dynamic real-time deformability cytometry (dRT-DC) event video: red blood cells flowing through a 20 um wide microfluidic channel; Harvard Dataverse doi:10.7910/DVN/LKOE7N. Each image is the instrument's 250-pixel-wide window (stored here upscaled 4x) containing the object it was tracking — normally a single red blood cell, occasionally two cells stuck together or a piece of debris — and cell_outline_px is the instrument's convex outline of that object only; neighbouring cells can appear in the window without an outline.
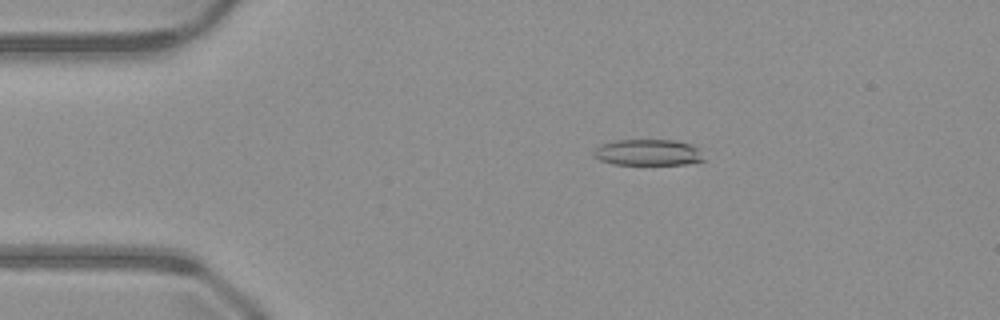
{"species": "common noctule bat (a hibernating species)", "species_latin": "Nyctalus noctula", "temperature_condition": "warm", "stored_images_in_passage": 51, "camera_frame_rate_fps": 3000, "um_per_image_px": 0.085, "animal": {"sex": "male", "body_mass_g": 23.1, "forearm_length_mm": 52.7}, "frame": {"image": 1, "passage_image": 10, "time_ms": 3.0, "image_size_px": [1000, 320], "cell_outline_px": [[704, 160], [684, 164], [612, 164], [600, 160], [592, 156], [592, 152], [600, 144], [616, 140], [676, 140], [692, 144], [700, 148]], "centroid_in_image_um": [55.07, 12.95], "position_along_channel_um": 29.9, "area_um2": 16.94}}
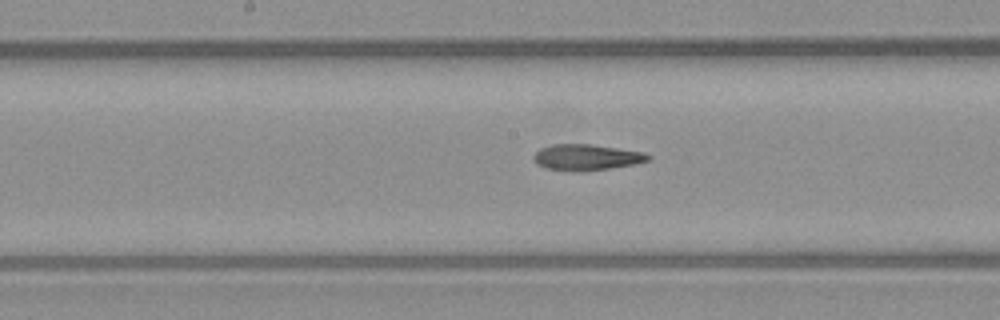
{"frame": {"image": 2, "passage_image": 26, "time_ms": 8.333, "image_size_px": [1000, 320], "cell_outline_px": [[652, 160], [636, 164], [608, 168], [544, 168], [536, 164], [532, 160], [532, 156], [540, 148], [552, 144], [592, 144], [644, 152], [652, 156]], "centroid_in_image_um": [49.89, 13.31], "position_along_channel_um": 198.3, "area_um2": 16.7}}
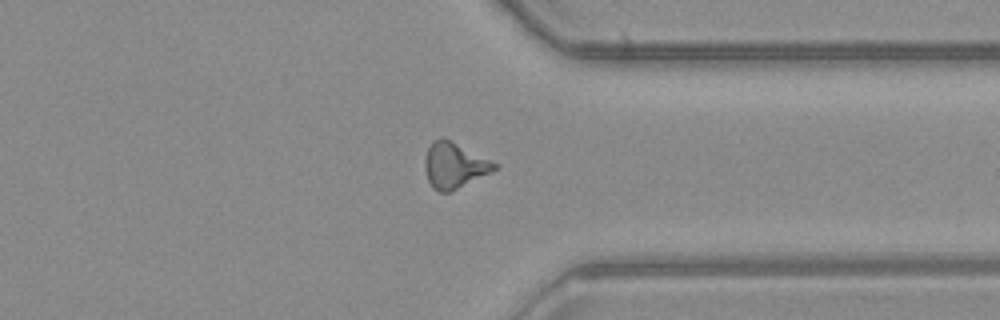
{"frame": {"image": 3, "passage_image": 39, "time_ms": 12.667, "image_size_px": [1000, 320], "cell_outline_px": [[500, 168], [452, 192], [440, 192], [432, 188], [428, 180], [424, 168], [424, 160], [428, 148], [432, 140], [440, 136], [444, 136], [500, 164]], "centroid_in_image_um": [38.64, 14.04], "position_along_channel_um": 372.8, "area_um2": 19.19}}